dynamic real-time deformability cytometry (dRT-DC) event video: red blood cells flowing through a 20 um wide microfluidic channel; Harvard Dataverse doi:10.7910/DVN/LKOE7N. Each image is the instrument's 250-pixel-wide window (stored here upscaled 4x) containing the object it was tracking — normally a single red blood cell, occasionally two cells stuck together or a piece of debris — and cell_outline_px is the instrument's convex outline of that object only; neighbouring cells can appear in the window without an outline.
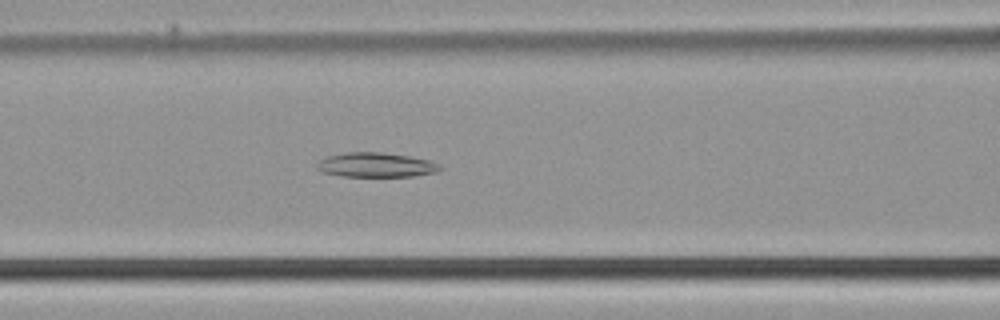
{"species": "common noctule bat (a hibernating species)", "species_latin": "Nyctalus noctula", "temperature_condition": "cold", "stored_images_in_passage": 47, "camera_frame_rate_fps": 3000, "um_per_image_px": 0.085, "animal": {"sex": "male", "body_mass_g": 21.5, "forearm_length_mm": 52.0}, "frame": {"image": 1, "passage_image": 18, "time_ms": 5.667, "image_size_px": [1000, 320], "cell_outline_px": [[444, 168], [436, 172], [416, 176], [340, 176], [324, 172], [316, 168], [316, 164], [320, 160], [328, 156], [348, 152], [380, 152], [408, 156], [432, 160], [440, 164]], "centroid_in_image_um": [32.01, 14.02], "position_along_channel_um": 134.6, "area_um2": 17.63}}
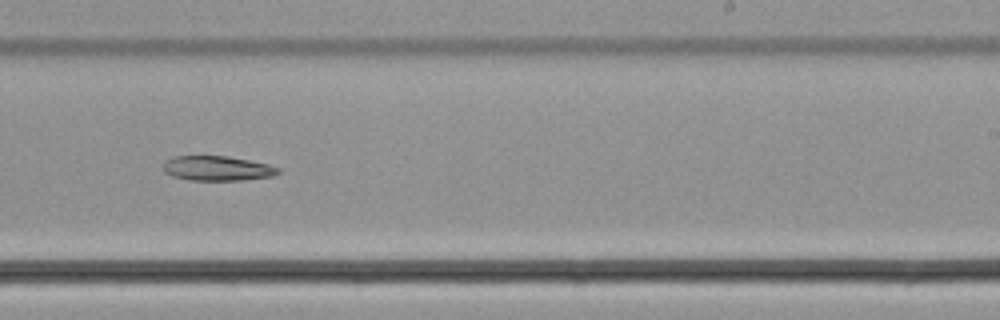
{"frame": {"image": 2, "passage_image": 28, "time_ms": 9.0, "image_size_px": [1000, 320], "cell_outline_px": [[280, 172], [272, 176], [244, 180], [188, 180], [172, 176], [164, 172], [164, 164], [168, 160], [176, 156], [228, 156], [268, 164], [280, 168]], "centroid_in_image_um": [18.49, 14.31], "position_along_channel_um": 270.5, "area_um2": 16.47}}
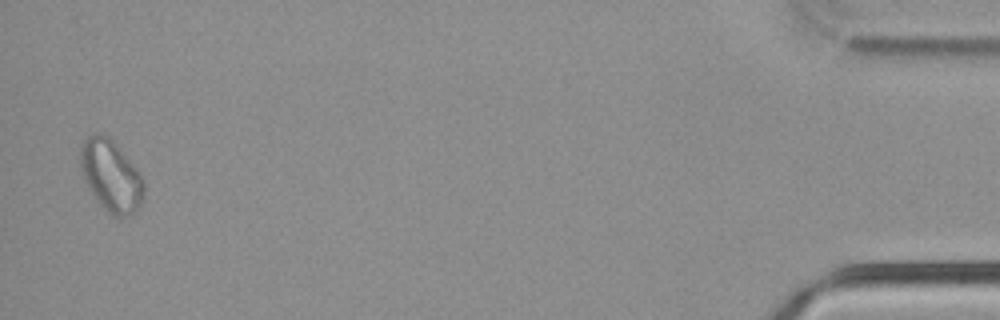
{"frame": {"image": 3, "passage_image": 46, "time_ms": 15.0, "image_size_px": [1000, 320], "cell_outline_px": [[144, 196], [140, 204], [128, 216], [120, 220], [112, 216], [100, 204], [84, 180], [80, 168], [80, 148], [84, 140], [88, 136], [96, 132], [100, 132], [108, 136], [116, 144], [136, 168], [144, 180]], "centroid_in_image_um": [9.43, 14.94], "position_along_channel_um": 425.8, "area_um2": 26.47}}